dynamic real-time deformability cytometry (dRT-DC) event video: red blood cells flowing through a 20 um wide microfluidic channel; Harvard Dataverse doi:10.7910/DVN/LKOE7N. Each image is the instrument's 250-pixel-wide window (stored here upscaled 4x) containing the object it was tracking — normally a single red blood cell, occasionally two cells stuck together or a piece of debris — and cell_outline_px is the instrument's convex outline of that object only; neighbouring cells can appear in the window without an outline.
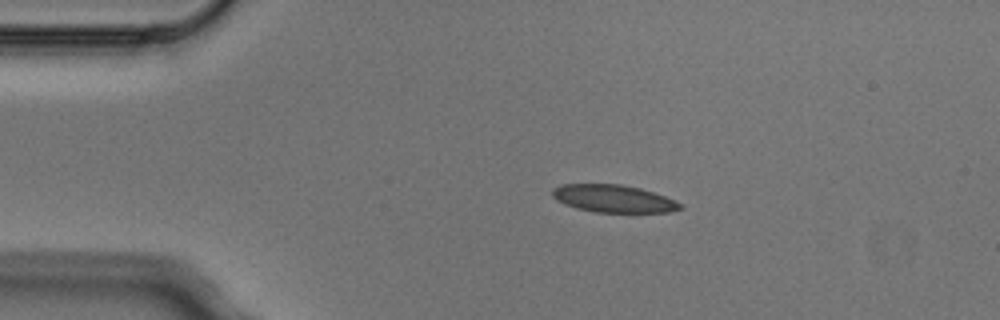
{"species": "Egyptian fruit bat (a non-hibernating species)", "species_latin": "Rousettus aegyptiacus", "temperature_condition": "cold", "stored_images_in_passage": 3, "camera_frame_rate_fps": 3000, "um_per_image_px": 0.085, "animal": {"sex": "male"}, "frame": {"image": 1, "passage_image": 2, "time_ms": 0.333, "image_size_px": [1000, 320], "cell_outline_px": [[684, 208], [668, 212], [596, 212], [576, 208], [564, 204], [556, 200], [552, 196], [552, 188], [560, 184], [620, 184], [640, 188], [664, 196], [680, 204]], "centroid_in_image_um": [52.08, 16.88], "position_along_channel_um": 32.9, "area_um2": 20.4}}